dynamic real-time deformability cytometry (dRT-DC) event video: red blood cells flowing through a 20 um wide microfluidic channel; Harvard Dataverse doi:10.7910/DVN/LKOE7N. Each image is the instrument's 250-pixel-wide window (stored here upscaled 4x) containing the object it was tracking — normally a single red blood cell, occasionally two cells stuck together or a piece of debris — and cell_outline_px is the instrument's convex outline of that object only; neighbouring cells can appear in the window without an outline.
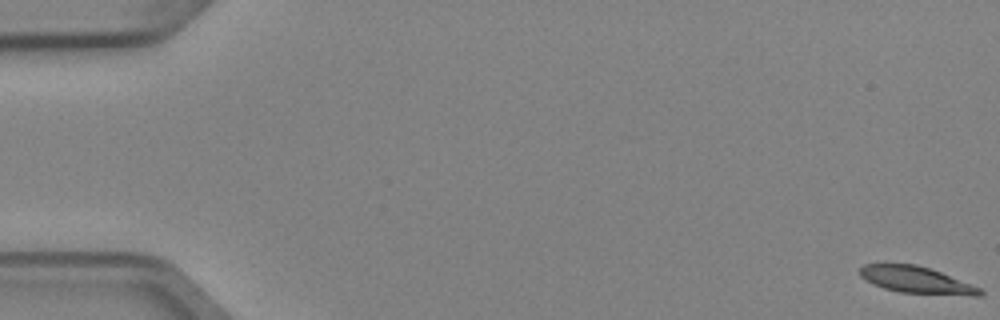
{"species": "Egyptian fruit bat (a non-hibernating species)", "species_latin": "Rousettus aegyptiacus", "temperature_condition": "cold", "stored_images_in_passage": 5, "camera_frame_rate_fps": 3000, "um_per_image_px": 0.085, "animal": {"sex": "female"}, "frame": {"image": 1, "passage_image": 1, "time_ms": 0.0, "image_size_px": [1000, 320], "cell_outline_px": [[984, 292], [980, 296], [972, 296], [900, 292], [884, 288], [872, 284], [864, 280], [860, 276], [860, 268], [864, 264], [916, 264], [940, 272], [972, 284], [980, 288]], "centroid_in_image_um": [77.89, 23.8], "position_along_channel_um": 7.1, "area_um2": 18.67}}